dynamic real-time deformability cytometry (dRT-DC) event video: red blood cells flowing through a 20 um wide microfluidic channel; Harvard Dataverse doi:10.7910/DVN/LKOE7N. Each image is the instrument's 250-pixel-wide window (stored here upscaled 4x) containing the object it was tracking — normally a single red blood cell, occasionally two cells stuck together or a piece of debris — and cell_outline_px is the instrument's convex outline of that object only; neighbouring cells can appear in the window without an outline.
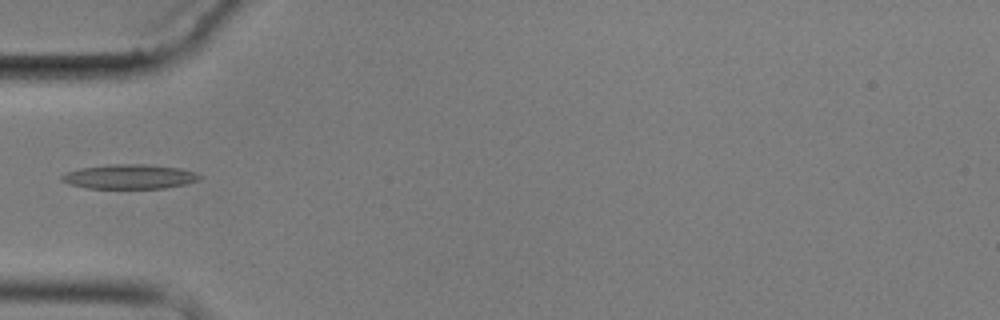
{"species": "common noctule bat (a hibernating species)", "species_latin": "Nyctalus noctula", "temperature_condition": "cold", "stored_images_in_passage": 5, "camera_frame_rate_fps": 3000, "um_per_image_px": 0.085, "animal": {"sex": "male", "body_mass_g": 17.9}, "frame": {"image": 1, "passage_image": 5, "time_ms": 5.333, "image_size_px": [1000, 320], "cell_outline_px": [[200, 180], [184, 184], [164, 188], [88, 188], [68, 184], [60, 180], [60, 176], [64, 172], [80, 168], [108, 164], [148, 164], [180, 168], [196, 172], [200, 176]], "centroid_in_image_um": [10.96, 15.0], "position_along_channel_um": 74.0, "area_um2": 19.83}}